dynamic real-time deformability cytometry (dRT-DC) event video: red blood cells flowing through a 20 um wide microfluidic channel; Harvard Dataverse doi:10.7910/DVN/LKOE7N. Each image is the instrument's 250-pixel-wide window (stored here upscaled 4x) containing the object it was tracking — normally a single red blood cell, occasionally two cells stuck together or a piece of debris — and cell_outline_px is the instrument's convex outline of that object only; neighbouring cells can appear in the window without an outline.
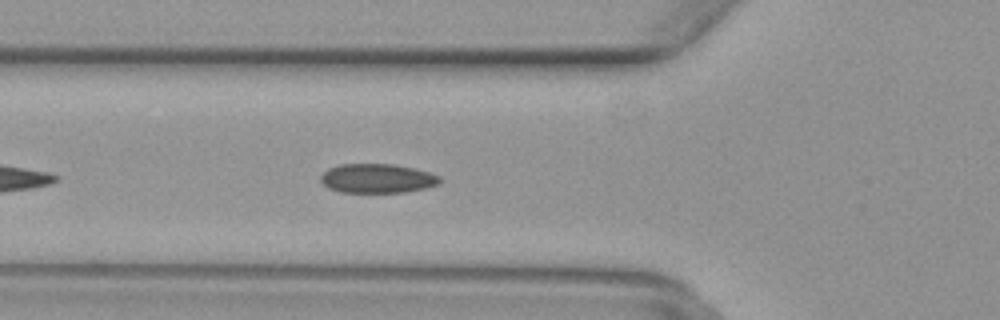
{"species": "common noctule bat (a hibernating species)", "species_latin": "Nyctalus noctula", "temperature_condition": "warm", "stored_images_in_passage": 39, "camera_frame_rate_fps": 3000, "um_per_image_px": 0.085, "animal": {"sex": "female", "body_mass_g": 29.2, "forearm_length_mm": 56.3}, "frame": {"image": 1, "passage_image": 7, "time_ms": 2.0, "image_size_px": [1000, 320], "cell_outline_px": [[440, 184], [424, 188], [404, 192], [340, 192], [328, 188], [320, 180], [320, 176], [328, 168], [340, 164], [392, 164], [416, 168], [440, 176]], "centroid_in_image_um": [32.06, 15.16], "position_along_channel_um": 93.7, "area_um2": 20.29}}
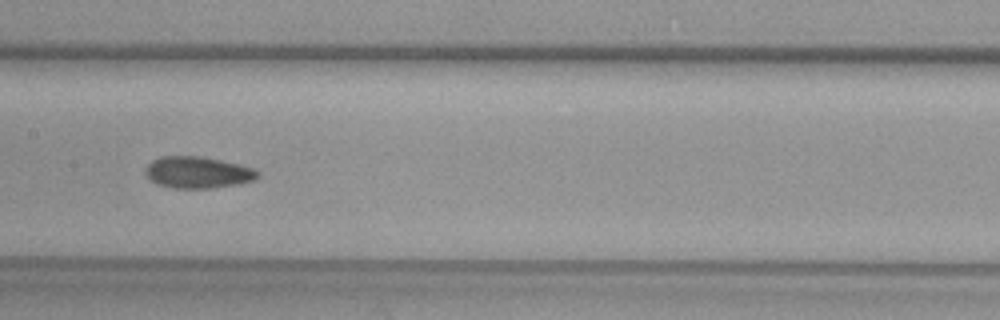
{"frame": {"image": 2, "passage_image": 14, "time_ms": 4.333, "image_size_px": [1000, 320], "cell_outline_px": [[260, 176], [256, 180], [240, 184], [212, 188], [172, 188], [156, 184], [148, 180], [144, 172], [144, 168], [152, 160], [160, 156], [200, 156], [240, 164], [252, 168], [260, 172]], "centroid_in_image_um": [16.79, 14.66], "position_along_channel_um": 190.6, "area_um2": 21.1}}
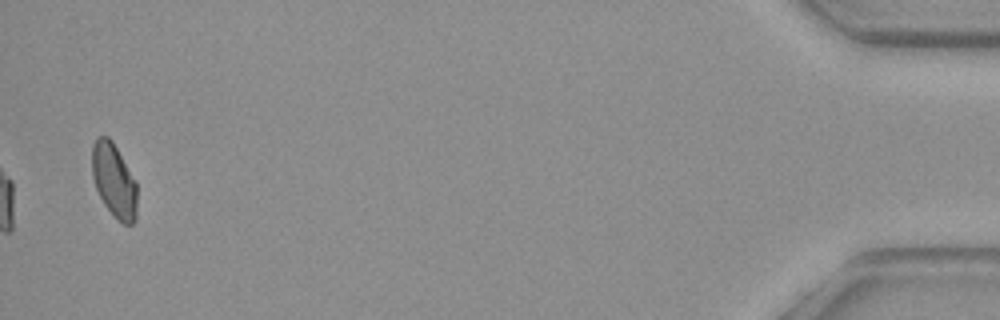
{"frame": {"image": 3, "passage_image": 38, "time_ms": 12.333, "image_size_px": [1000, 320], "cell_outline_px": [[136, 220], [132, 224], [124, 224], [116, 220], [104, 204], [96, 188], [92, 176], [92, 144], [100, 136], [108, 136], [112, 140], [136, 180]], "centroid_in_image_um": [9.69, 15.35], "position_along_channel_um": 425.5, "area_um2": 19.48}}